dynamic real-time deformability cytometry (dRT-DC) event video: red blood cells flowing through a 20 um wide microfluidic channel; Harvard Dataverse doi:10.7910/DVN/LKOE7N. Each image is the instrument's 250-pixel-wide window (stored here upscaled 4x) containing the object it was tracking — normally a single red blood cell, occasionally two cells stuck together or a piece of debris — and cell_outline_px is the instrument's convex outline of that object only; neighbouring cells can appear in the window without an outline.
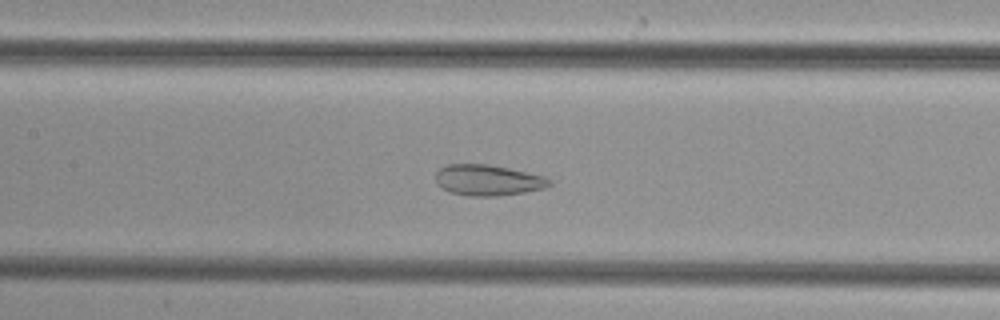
{"species": "common noctule bat (a hibernating species)", "species_latin": "Nyctalus noctula", "temperature_condition": "cold", "stored_images_in_passage": 35, "camera_frame_rate_fps": 3000, "um_per_image_px": 0.085, "animal": {"sex": "female", "body_mass_g": 29.2, "forearm_length_mm": 56.3}, "frame": {"image": 1, "passage_image": 8, "time_ms": 2.333, "image_size_px": [1000, 320], "cell_outline_px": [[552, 184], [544, 188], [524, 192], [496, 196], [468, 196], [452, 192], [444, 188], [436, 180], [436, 172], [440, 168], [448, 164], [488, 164], [508, 168], [544, 176], [552, 180]], "centroid_in_image_um": [41.5, 15.31], "position_along_channel_um": 165.9, "area_um2": 20.23}}
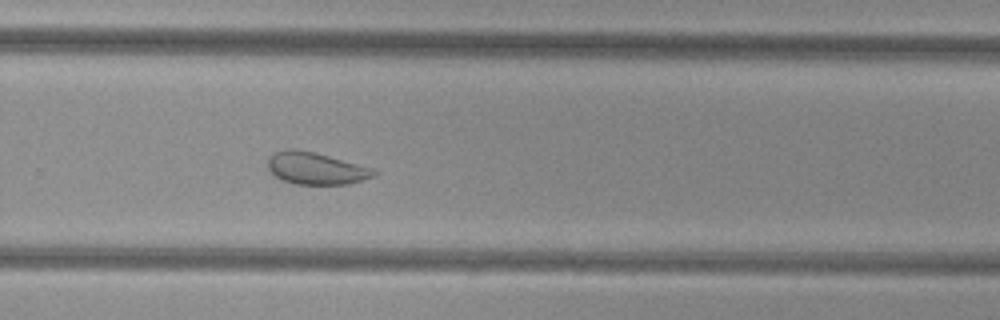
{"frame": {"image": 2, "passage_image": 18, "time_ms": 5.667, "image_size_px": [1000, 320], "cell_outline_px": [[376, 172], [372, 176], [348, 184], [292, 184], [280, 180], [268, 168], [268, 156], [272, 152], [288, 148], [292, 148], [316, 152], [372, 168]], "centroid_in_image_um": [26.77, 14.29], "position_along_channel_um": 303.0, "area_um2": 19.83}}
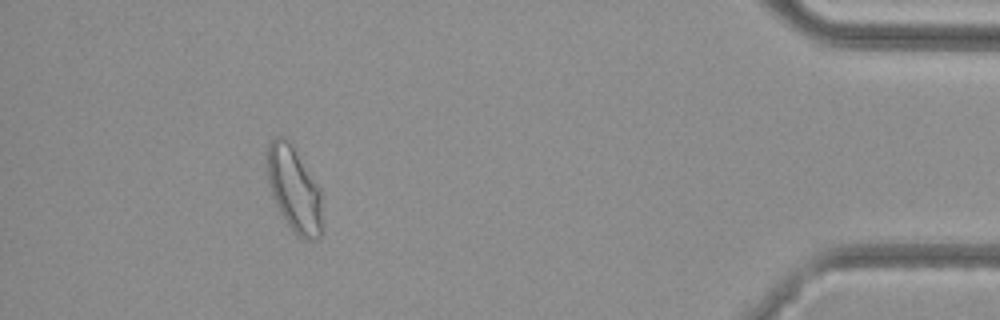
{"frame": {"image": 3, "passage_image": 30, "time_ms": 9.667, "image_size_px": [1000, 320], "cell_outline_px": [[324, 228], [320, 236], [316, 240], [304, 240], [292, 232], [280, 212], [272, 196], [268, 180], [264, 160], [264, 156], [268, 144], [276, 136], [284, 136], [288, 140], [320, 188]], "centroid_in_image_um": [24.99, 16.13], "position_along_channel_um": 410.2, "area_um2": 28.03}}